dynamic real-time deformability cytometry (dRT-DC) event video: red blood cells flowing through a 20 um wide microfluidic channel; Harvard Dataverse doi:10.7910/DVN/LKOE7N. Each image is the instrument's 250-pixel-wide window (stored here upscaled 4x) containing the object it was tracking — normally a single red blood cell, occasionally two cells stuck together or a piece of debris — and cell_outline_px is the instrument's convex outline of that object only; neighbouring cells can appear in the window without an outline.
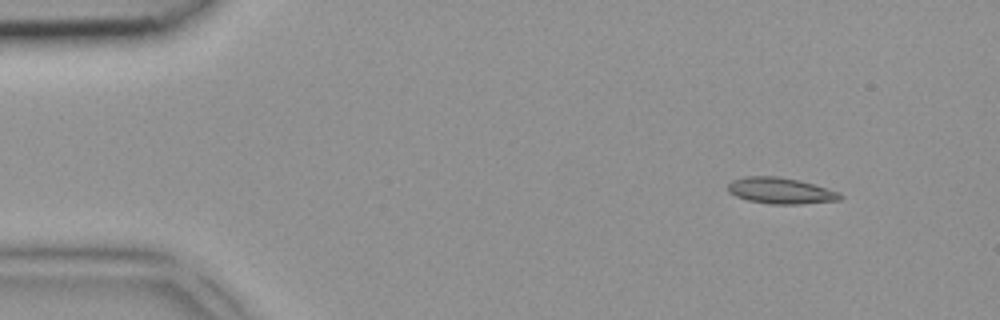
{"species": "common noctule bat (a hibernating species)", "species_latin": "Nyctalus noctula", "temperature_condition": "room temperature", "stored_images_in_passage": 4, "segment_of_instrument_passage": [1, 2], "camera_frame_rate_fps": 3000, "um_per_image_px": 0.085, "animal": {"sex": "female", "body_mass_g": 18.4}, "frame": {"image": 1, "passage_image": 1, "time_ms": 0.0, "image_size_px": [1000, 320], "cell_outline_px": [[844, 196], [840, 200], [800, 204], [772, 204], [748, 200], [736, 196], [728, 192], [728, 184], [732, 180], [744, 176], [776, 176], [800, 180], [840, 192]], "centroid_in_image_um": [66.36, 16.2], "position_along_channel_um": 18.6, "area_um2": 17.17}}
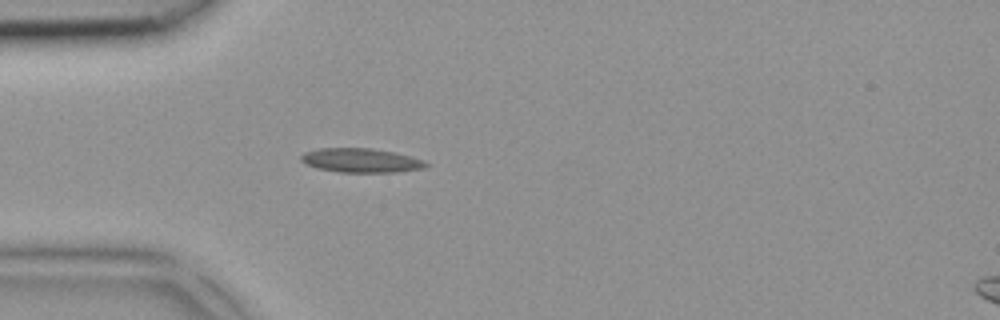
{"frame": {"image": 2, "passage_image": 3, "time_ms": 0.667, "image_size_px": [1000, 320], "cell_outline_px": [[428, 164], [424, 168], [396, 172], [340, 172], [316, 168], [300, 160], [300, 156], [304, 152], [320, 148], [372, 148], [396, 152], [424, 160]], "centroid_in_image_um": [30.69, 13.63], "position_along_channel_um": 54.3, "area_um2": 17.57}}